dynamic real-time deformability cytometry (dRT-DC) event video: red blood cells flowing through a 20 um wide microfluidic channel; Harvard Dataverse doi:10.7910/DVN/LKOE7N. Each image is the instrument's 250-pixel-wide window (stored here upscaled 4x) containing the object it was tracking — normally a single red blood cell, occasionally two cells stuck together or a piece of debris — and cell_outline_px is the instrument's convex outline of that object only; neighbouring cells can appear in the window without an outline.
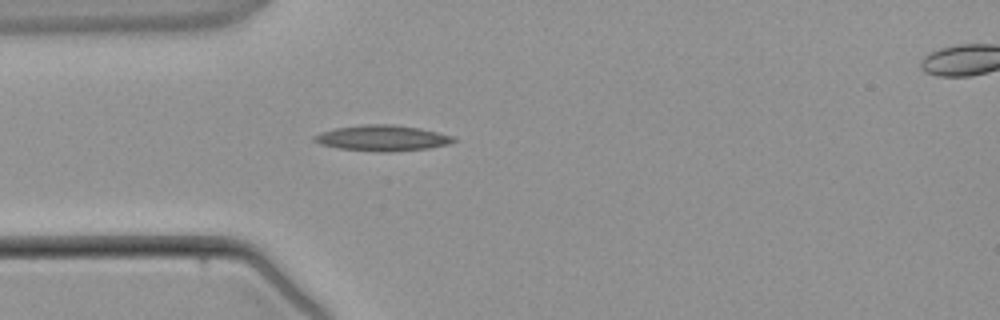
{"species": "common noctule bat (a hibernating species)", "species_latin": "Nyctalus noctula", "temperature_condition": "warm", "stored_images_in_passage": 2, "camera_frame_rate_fps": 3000, "um_per_image_px": 0.085, "animal": {"sex": "male", "body_mass_g": 21.5, "forearm_length_mm": 52.0}, "frame": {"image": 1, "passage_image": 1, "time_ms": 0.0, "image_size_px": [1000, 320], "cell_outline_px": [[460, 140], [448, 144], [428, 148], [388, 152], [376, 152], [340, 148], [320, 144], [312, 140], [312, 136], [320, 132], [336, 128], [364, 124], [392, 124], [420, 128], [456, 136]], "centroid_in_image_um": [32.53, 11.73], "position_along_channel_um": 52.5, "area_um2": 21.1}}